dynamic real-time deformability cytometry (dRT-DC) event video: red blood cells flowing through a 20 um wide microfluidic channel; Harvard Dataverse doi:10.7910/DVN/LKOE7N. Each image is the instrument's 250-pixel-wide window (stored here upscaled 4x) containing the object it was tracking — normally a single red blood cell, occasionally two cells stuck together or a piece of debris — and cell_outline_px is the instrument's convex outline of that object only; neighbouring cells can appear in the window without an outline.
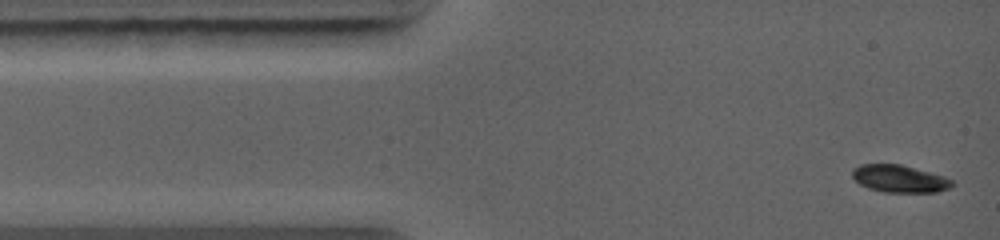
{"species": "common noctule bat (a hibernating species)", "species_latin": "Nyctalus noctula", "temperature_condition": "warm", "stored_images_in_passage": 44, "camera_frame_rate_fps": 5000, "um_per_image_px": 0.085, "animal": {"sex": "female", "body_mass_g": 19.0, "forearm_length_mm": 56.7}, "frame": {"image": 1, "passage_image": 1, "time_ms": 0.0, "image_size_px": [1000, 240], "cell_outline_px": [[956, 184], [948, 188], [936, 192], [884, 192], [868, 188], [860, 184], [852, 176], [852, 168], [860, 164], [900, 164], [944, 176], [952, 180]], "centroid_in_image_um": [76.45, 15.19], "position_along_channel_um": 8.6, "area_um2": 15.9}}
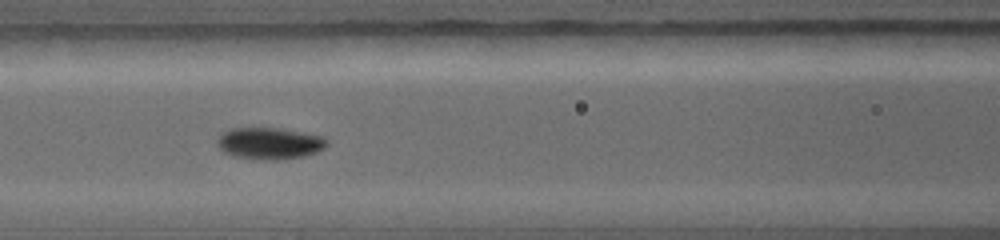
{"frame": {"image": 2, "passage_image": 18, "time_ms": 4.2, "image_size_px": [1000, 240], "cell_outline_px": [[328, 144], [324, 148], [316, 152], [304, 156], [280, 160], [264, 160], [232, 156], [224, 152], [216, 144], [216, 140], [220, 132], [228, 128], [280, 128], [304, 132], [324, 136], [328, 140]], "centroid_in_image_um": [22.89, 12.17], "position_along_channel_um": 143.7, "area_um2": 20.69}}
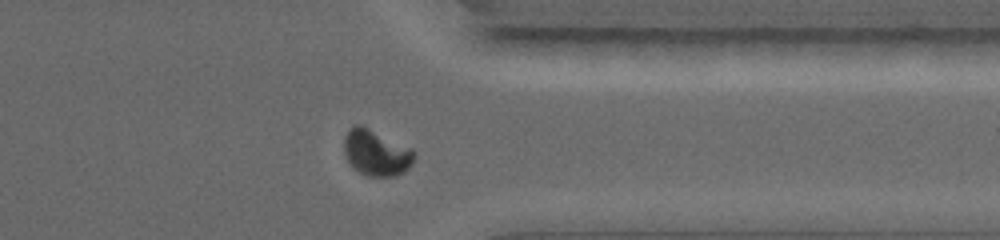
{"frame": {"image": 3, "passage_image": 38, "time_ms": 9.2, "image_size_px": [1000, 240], "cell_outline_px": [[416, 156], [412, 164], [404, 172], [396, 176], [368, 176], [360, 172], [348, 160], [344, 152], [344, 136], [352, 124], [360, 124], [412, 148], [416, 152]], "centroid_in_image_um": [32.0, 12.97], "position_along_channel_um": 379.4, "area_um2": 18.84}}